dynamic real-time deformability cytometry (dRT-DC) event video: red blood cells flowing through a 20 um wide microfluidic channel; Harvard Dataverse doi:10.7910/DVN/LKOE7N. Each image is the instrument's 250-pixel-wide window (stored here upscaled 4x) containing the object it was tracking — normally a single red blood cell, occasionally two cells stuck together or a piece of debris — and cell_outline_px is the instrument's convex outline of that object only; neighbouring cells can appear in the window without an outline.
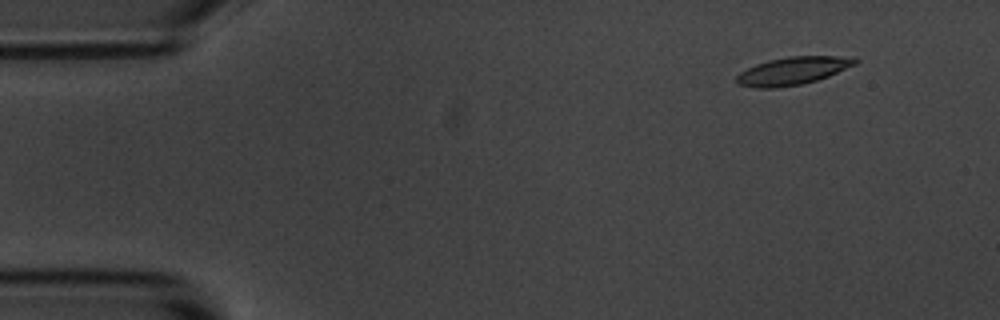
{"species": "common noctule bat (a hibernating species)", "species_latin": "Nyctalus noctula", "temperature_condition": "room temperature", "stored_images_in_passage": 5, "camera_frame_rate_fps": 3000, "um_per_image_px": 0.085, "animal": {"sex": "male", "body_mass_g": 20.1, "forearm_length_mm": 53.5}, "frame": {"image": 1, "passage_image": 1, "time_ms": 0.0, "image_size_px": [1000, 320], "cell_outline_px": [[860, 60], [856, 64], [828, 76], [816, 80], [800, 84], [772, 88], [756, 88], [740, 84], [736, 80], [736, 76], [740, 72], [756, 64], [768, 60], [788, 56], [856, 56]], "centroid_in_image_um": [67.43, 6.0], "position_along_channel_um": 17.6, "area_um2": 19.13}}